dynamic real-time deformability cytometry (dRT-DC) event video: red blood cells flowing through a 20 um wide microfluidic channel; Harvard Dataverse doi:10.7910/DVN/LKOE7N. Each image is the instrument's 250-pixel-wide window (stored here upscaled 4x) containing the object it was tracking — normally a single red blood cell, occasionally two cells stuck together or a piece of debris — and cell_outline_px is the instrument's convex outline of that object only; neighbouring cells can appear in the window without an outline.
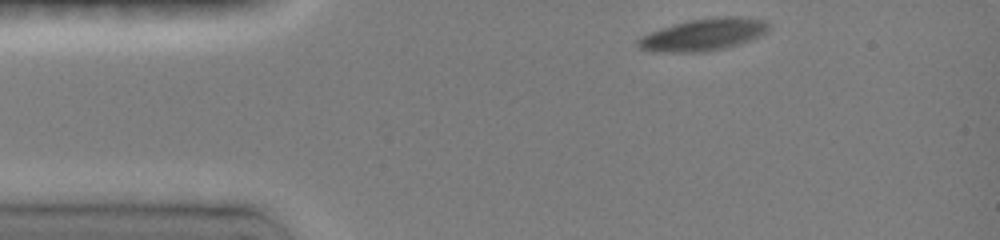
{"species": "common noctule bat (a hibernating species)", "species_latin": "Nyctalus noctula", "temperature_condition": "room temperature", "stored_images_in_passage": 3, "camera_frame_rate_fps": 3000, "um_per_image_px": 0.085, "animal": {"sex": "female", "body_mass_g": 19.0, "forearm_length_mm": 51.5}, "frame": {"image": 1, "passage_image": 1, "time_ms": 0.0, "image_size_px": [1000, 240], "cell_outline_px": [[768, 28], [764, 32], [748, 40], [720, 48], [704, 52], [692, 52], [640, 48], [636, 44], [636, 40], [660, 28], [688, 20], [724, 16], [732, 16], [764, 20], [768, 24]], "centroid_in_image_um": [59.79, 2.91], "position_along_channel_um": 25.2, "area_um2": 23.18}}